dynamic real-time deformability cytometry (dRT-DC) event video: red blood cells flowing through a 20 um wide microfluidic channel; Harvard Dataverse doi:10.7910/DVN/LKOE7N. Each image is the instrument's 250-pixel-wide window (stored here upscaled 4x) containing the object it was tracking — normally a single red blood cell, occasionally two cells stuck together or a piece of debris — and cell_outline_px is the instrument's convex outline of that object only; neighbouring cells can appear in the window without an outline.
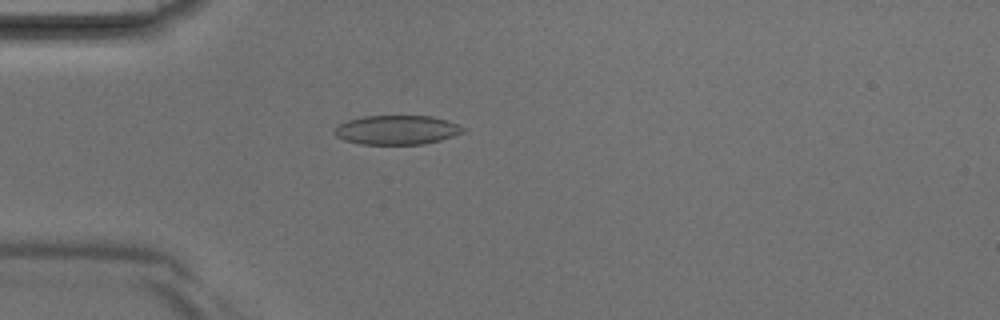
{"species": "Egyptian fruit bat (a non-hibernating species)", "species_latin": "Rousettus aegyptiacus", "temperature_condition": "room temperature", "stored_images_in_passage": 4, "camera_frame_rate_fps": 3000, "um_per_image_px": 0.085, "animal": {"sex": "male"}, "frame": {"image": 1, "passage_image": 4, "time_ms": 1.0, "image_size_px": [1000, 320], "cell_outline_px": [[468, 128], [464, 132], [440, 140], [424, 144], [360, 144], [344, 140], [336, 136], [332, 132], [340, 124], [348, 120], [364, 116], [432, 116]], "centroid_in_image_um": [33.73, 11.05], "position_along_channel_um": 51.3, "area_um2": 21.79}}